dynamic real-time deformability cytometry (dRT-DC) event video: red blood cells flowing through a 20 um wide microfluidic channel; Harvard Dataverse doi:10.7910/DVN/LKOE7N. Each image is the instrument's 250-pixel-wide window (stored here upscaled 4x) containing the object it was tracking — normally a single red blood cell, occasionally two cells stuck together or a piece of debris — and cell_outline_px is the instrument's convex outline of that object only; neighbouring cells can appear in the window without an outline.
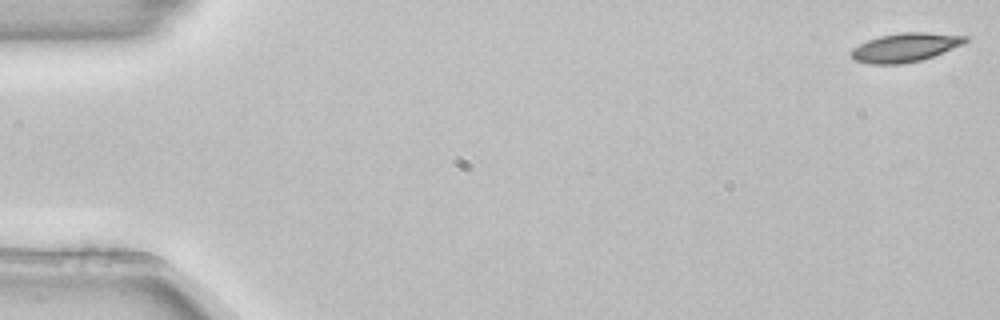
{"species": "common noctule bat (a hibernating species)", "species_latin": "Nyctalus noctula", "temperature_condition": "room temperature", "stored_images_in_passage": 5, "camera_frame_rate_fps": 3000, "um_per_image_px": 0.085, "animal": {"sex": "female", "body_mass_g": 22.7, "forearm_length_mm": 54.2}, "frame": {"image": 1, "passage_image": 1, "time_ms": 0.0, "image_size_px": [1000, 320], "cell_outline_px": [[968, 40], [964, 44], [932, 56], [920, 60], [900, 64], [872, 64], [856, 60], [852, 56], [852, 48], [868, 40], [880, 36], [900, 32], [924, 32], [968, 36]], "centroid_in_image_um": [76.96, 4.02], "position_along_channel_um": 8.0, "area_um2": 18.9}}
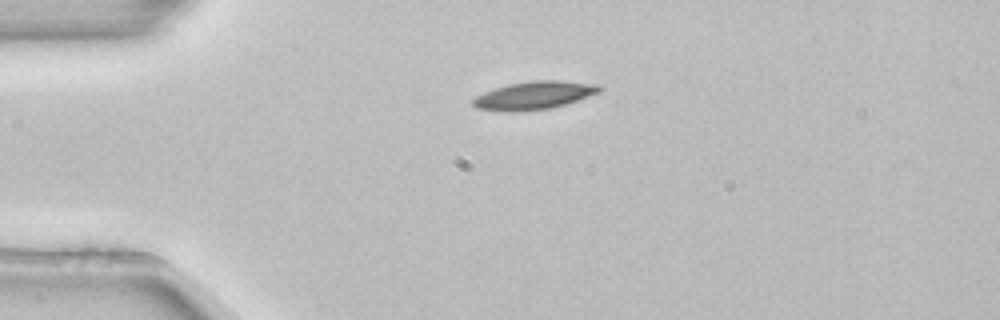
{"frame": {"image": 2, "passage_image": 3, "time_ms": 0.667, "image_size_px": [1000, 320], "cell_outline_px": [[604, 88], [600, 92], [552, 108], [516, 112], [512, 112], [476, 108], [472, 104], [472, 100], [476, 96], [484, 92], [508, 84], [532, 80], [560, 80], [600, 84]], "centroid_in_image_um": [45.42, 8.1], "position_along_channel_um": 39.6, "area_um2": 20.69}}